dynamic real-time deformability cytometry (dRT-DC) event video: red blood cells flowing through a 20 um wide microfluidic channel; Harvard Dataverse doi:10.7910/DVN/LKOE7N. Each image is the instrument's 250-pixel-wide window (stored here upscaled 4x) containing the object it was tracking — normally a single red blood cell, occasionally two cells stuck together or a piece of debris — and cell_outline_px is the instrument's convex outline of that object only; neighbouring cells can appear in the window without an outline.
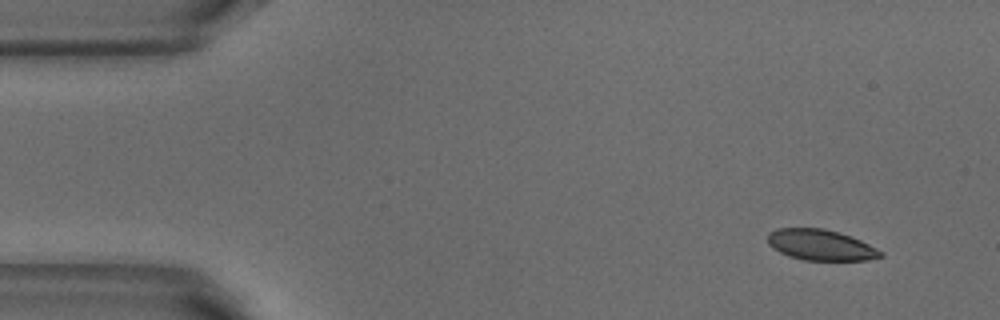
{"species": "common noctule bat (a hibernating species)", "species_latin": "Nyctalus noctula", "temperature_condition": "warm", "stored_images_in_passage": 4, "camera_frame_rate_fps": 3000, "um_per_image_px": 0.085, "animal": {"sex": "male", "body_mass_g": 18.8}, "frame": {"image": 1, "passage_image": 1, "time_ms": 0.0, "image_size_px": [1000, 320], "cell_outline_px": [[884, 256], [868, 260], [804, 260], [788, 256], [772, 248], [768, 244], [768, 232], [776, 228], [824, 228], [840, 232], [852, 236], [884, 252]], "centroid_in_image_um": [69.75, 20.81], "position_along_channel_um": 15.2, "area_um2": 20.46}}
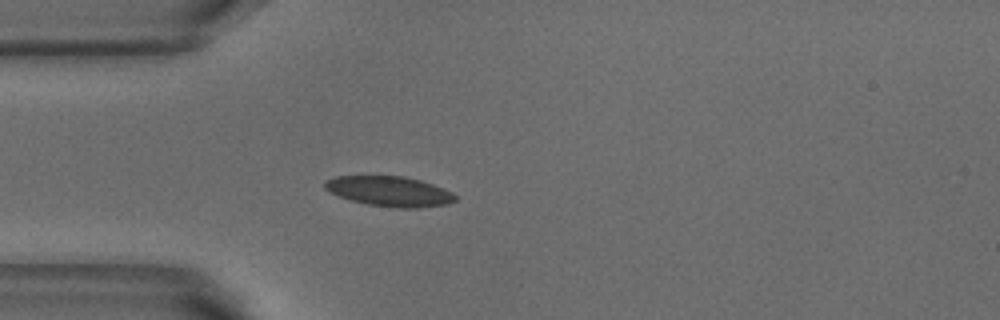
{"frame": {"image": 2, "passage_image": 4, "time_ms": 1.0, "image_size_px": [1000, 320], "cell_outline_px": [[456, 200], [448, 204], [420, 208], [400, 208], [368, 204], [352, 200], [328, 192], [324, 188], [324, 180], [336, 176], [404, 176], [420, 180], [444, 188], [452, 192], [456, 196]], "centroid_in_image_um": [33.11, 16.26], "position_along_channel_um": 51.9, "area_um2": 22.89}}